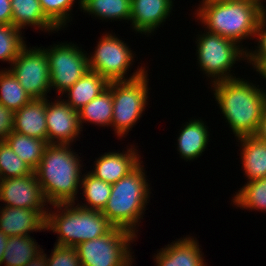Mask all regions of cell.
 Returning a JSON list of instances; mask_svg holds the SVG:
<instances>
[{
	"mask_svg": "<svg viewBox=\"0 0 266 266\" xmlns=\"http://www.w3.org/2000/svg\"><path fill=\"white\" fill-rule=\"evenodd\" d=\"M237 77L211 84L213 96L235 139L254 136L266 106V89ZM257 85V86H256Z\"/></svg>",
	"mask_w": 266,
	"mask_h": 266,
	"instance_id": "6da1fadb",
	"label": "cell"
},
{
	"mask_svg": "<svg viewBox=\"0 0 266 266\" xmlns=\"http://www.w3.org/2000/svg\"><path fill=\"white\" fill-rule=\"evenodd\" d=\"M73 144H48L34 170L44 198L50 205L79 202L84 165ZM82 162V163H81ZM82 168V169H81Z\"/></svg>",
	"mask_w": 266,
	"mask_h": 266,
	"instance_id": "7a4b0ae2",
	"label": "cell"
},
{
	"mask_svg": "<svg viewBox=\"0 0 266 266\" xmlns=\"http://www.w3.org/2000/svg\"><path fill=\"white\" fill-rule=\"evenodd\" d=\"M263 3L264 0H201L192 17L197 18L204 30L229 38L243 47V40H254L261 11L266 6Z\"/></svg>",
	"mask_w": 266,
	"mask_h": 266,
	"instance_id": "3957f363",
	"label": "cell"
},
{
	"mask_svg": "<svg viewBox=\"0 0 266 266\" xmlns=\"http://www.w3.org/2000/svg\"><path fill=\"white\" fill-rule=\"evenodd\" d=\"M149 181L141 161L112 185L110 197L101 212L114 227L132 232L137 237L138 227L151 198Z\"/></svg>",
	"mask_w": 266,
	"mask_h": 266,
	"instance_id": "277c9868",
	"label": "cell"
},
{
	"mask_svg": "<svg viewBox=\"0 0 266 266\" xmlns=\"http://www.w3.org/2000/svg\"><path fill=\"white\" fill-rule=\"evenodd\" d=\"M51 206L46 216V230L57 233L55 245L76 247L81 242L104 236L114 228L101 211L86 209L76 203Z\"/></svg>",
	"mask_w": 266,
	"mask_h": 266,
	"instance_id": "5b68a950",
	"label": "cell"
},
{
	"mask_svg": "<svg viewBox=\"0 0 266 266\" xmlns=\"http://www.w3.org/2000/svg\"><path fill=\"white\" fill-rule=\"evenodd\" d=\"M199 32L195 35L197 66L206 78L209 77L207 80L211 79L208 84L239 77L232 73V68L237 62L245 60L246 63L249 47H241L235 41L207 30Z\"/></svg>",
	"mask_w": 266,
	"mask_h": 266,
	"instance_id": "8992f818",
	"label": "cell"
},
{
	"mask_svg": "<svg viewBox=\"0 0 266 266\" xmlns=\"http://www.w3.org/2000/svg\"><path fill=\"white\" fill-rule=\"evenodd\" d=\"M113 34L111 32L103 33L98 39L94 52H89V70L97 72L108 82L132 80L148 72V67L146 68L145 64L140 63V68L138 66L137 70H134L135 72L130 74V77L128 76L131 66L135 62L136 54L133 53L135 51L131 50L121 37Z\"/></svg>",
	"mask_w": 266,
	"mask_h": 266,
	"instance_id": "52a82bcc",
	"label": "cell"
},
{
	"mask_svg": "<svg viewBox=\"0 0 266 266\" xmlns=\"http://www.w3.org/2000/svg\"><path fill=\"white\" fill-rule=\"evenodd\" d=\"M148 75L146 72L132 80L112 82L111 127L119 140L127 136L148 106L149 90L151 89L148 84L150 80Z\"/></svg>",
	"mask_w": 266,
	"mask_h": 266,
	"instance_id": "ba28073f",
	"label": "cell"
},
{
	"mask_svg": "<svg viewBox=\"0 0 266 266\" xmlns=\"http://www.w3.org/2000/svg\"><path fill=\"white\" fill-rule=\"evenodd\" d=\"M136 238L132 232L114 227L104 236L81 242L75 249L81 266H133L131 244Z\"/></svg>",
	"mask_w": 266,
	"mask_h": 266,
	"instance_id": "9c48e42d",
	"label": "cell"
},
{
	"mask_svg": "<svg viewBox=\"0 0 266 266\" xmlns=\"http://www.w3.org/2000/svg\"><path fill=\"white\" fill-rule=\"evenodd\" d=\"M67 42L43 47L49 62L50 87L51 90L57 91L58 96L72 87L89 70L87 51L82 49V46H77L78 44Z\"/></svg>",
	"mask_w": 266,
	"mask_h": 266,
	"instance_id": "30bf717a",
	"label": "cell"
},
{
	"mask_svg": "<svg viewBox=\"0 0 266 266\" xmlns=\"http://www.w3.org/2000/svg\"><path fill=\"white\" fill-rule=\"evenodd\" d=\"M42 47L25 45L7 68L32 99L48 98L51 92L49 62Z\"/></svg>",
	"mask_w": 266,
	"mask_h": 266,
	"instance_id": "8fae6325",
	"label": "cell"
},
{
	"mask_svg": "<svg viewBox=\"0 0 266 266\" xmlns=\"http://www.w3.org/2000/svg\"><path fill=\"white\" fill-rule=\"evenodd\" d=\"M56 98L53 102L46 98L47 143L72 144L81 137L83 131L78 111L70 107L60 96Z\"/></svg>",
	"mask_w": 266,
	"mask_h": 266,
	"instance_id": "7c38bea8",
	"label": "cell"
},
{
	"mask_svg": "<svg viewBox=\"0 0 266 266\" xmlns=\"http://www.w3.org/2000/svg\"><path fill=\"white\" fill-rule=\"evenodd\" d=\"M0 201L4 206L14 208L37 211H48L49 208L34 172L22 177L1 179Z\"/></svg>",
	"mask_w": 266,
	"mask_h": 266,
	"instance_id": "4fadbf2b",
	"label": "cell"
},
{
	"mask_svg": "<svg viewBox=\"0 0 266 266\" xmlns=\"http://www.w3.org/2000/svg\"><path fill=\"white\" fill-rule=\"evenodd\" d=\"M175 0H131L130 28L146 37L153 35L172 13Z\"/></svg>",
	"mask_w": 266,
	"mask_h": 266,
	"instance_id": "5bb4252c",
	"label": "cell"
},
{
	"mask_svg": "<svg viewBox=\"0 0 266 266\" xmlns=\"http://www.w3.org/2000/svg\"><path fill=\"white\" fill-rule=\"evenodd\" d=\"M136 147L138 146L131 144L126 151L102 153L98 158H95L93 169L89 172L108 184H115L142 161L141 154H138L140 152Z\"/></svg>",
	"mask_w": 266,
	"mask_h": 266,
	"instance_id": "9a60e30c",
	"label": "cell"
},
{
	"mask_svg": "<svg viewBox=\"0 0 266 266\" xmlns=\"http://www.w3.org/2000/svg\"><path fill=\"white\" fill-rule=\"evenodd\" d=\"M48 211L0 206V230L7 237L30 236L32 232L46 231Z\"/></svg>",
	"mask_w": 266,
	"mask_h": 266,
	"instance_id": "2e32d148",
	"label": "cell"
},
{
	"mask_svg": "<svg viewBox=\"0 0 266 266\" xmlns=\"http://www.w3.org/2000/svg\"><path fill=\"white\" fill-rule=\"evenodd\" d=\"M164 247L153 255L155 266H207L201 245L193 235L183 236Z\"/></svg>",
	"mask_w": 266,
	"mask_h": 266,
	"instance_id": "e0dca14e",
	"label": "cell"
},
{
	"mask_svg": "<svg viewBox=\"0 0 266 266\" xmlns=\"http://www.w3.org/2000/svg\"><path fill=\"white\" fill-rule=\"evenodd\" d=\"M189 121V122H188ZM182 123L177 137V153L187 161L197 160L208 148L210 132L206 121L202 118H191ZM206 149V150H205Z\"/></svg>",
	"mask_w": 266,
	"mask_h": 266,
	"instance_id": "ac0fdd59",
	"label": "cell"
},
{
	"mask_svg": "<svg viewBox=\"0 0 266 266\" xmlns=\"http://www.w3.org/2000/svg\"><path fill=\"white\" fill-rule=\"evenodd\" d=\"M47 142L46 98L33 99L14 112V130Z\"/></svg>",
	"mask_w": 266,
	"mask_h": 266,
	"instance_id": "d6986e66",
	"label": "cell"
},
{
	"mask_svg": "<svg viewBox=\"0 0 266 266\" xmlns=\"http://www.w3.org/2000/svg\"><path fill=\"white\" fill-rule=\"evenodd\" d=\"M109 82L97 72L88 70L61 98L74 110L79 111L84 105L99 96L108 88ZM64 95V96H63Z\"/></svg>",
	"mask_w": 266,
	"mask_h": 266,
	"instance_id": "ffe728a7",
	"label": "cell"
},
{
	"mask_svg": "<svg viewBox=\"0 0 266 266\" xmlns=\"http://www.w3.org/2000/svg\"><path fill=\"white\" fill-rule=\"evenodd\" d=\"M12 25L18 29H33L58 33V29L46 18L39 0H11Z\"/></svg>",
	"mask_w": 266,
	"mask_h": 266,
	"instance_id": "44dd1931",
	"label": "cell"
},
{
	"mask_svg": "<svg viewBox=\"0 0 266 266\" xmlns=\"http://www.w3.org/2000/svg\"><path fill=\"white\" fill-rule=\"evenodd\" d=\"M236 141L247 182L266 177V142L254 136L240 137Z\"/></svg>",
	"mask_w": 266,
	"mask_h": 266,
	"instance_id": "7402d4cb",
	"label": "cell"
},
{
	"mask_svg": "<svg viewBox=\"0 0 266 266\" xmlns=\"http://www.w3.org/2000/svg\"><path fill=\"white\" fill-rule=\"evenodd\" d=\"M78 9L102 21H130L131 0H76Z\"/></svg>",
	"mask_w": 266,
	"mask_h": 266,
	"instance_id": "603a6c76",
	"label": "cell"
},
{
	"mask_svg": "<svg viewBox=\"0 0 266 266\" xmlns=\"http://www.w3.org/2000/svg\"><path fill=\"white\" fill-rule=\"evenodd\" d=\"M113 114L112 82L99 96L84 105L79 111V122L83 129L84 123L95 126L111 127Z\"/></svg>",
	"mask_w": 266,
	"mask_h": 266,
	"instance_id": "cb8c5ba5",
	"label": "cell"
},
{
	"mask_svg": "<svg viewBox=\"0 0 266 266\" xmlns=\"http://www.w3.org/2000/svg\"><path fill=\"white\" fill-rule=\"evenodd\" d=\"M5 248L1 263L4 266H25L44 250L31 236H10Z\"/></svg>",
	"mask_w": 266,
	"mask_h": 266,
	"instance_id": "d4e9b609",
	"label": "cell"
},
{
	"mask_svg": "<svg viewBox=\"0 0 266 266\" xmlns=\"http://www.w3.org/2000/svg\"><path fill=\"white\" fill-rule=\"evenodd\" d=\"M4 141L16 155L33 170H35L41 162L46 146L48 145L44 140L20 134L15 131H12Z\"/></svg>",
	"mask_w": 266,
	"mask_h": 266,
	"instance_id": "484cf974",
	"label": "cell"
},
{
	"mask_svg": "<svg viewBox=\"0 0 266 266\" xmlns=\"http://www.w3.org/2000/svg\"><path fill=\"white\" fill-rule=\"evenodd\" d=\"M112 185L93 176L89 171L82 174L80 193L84 198V202H77L80 207L102 211L107 204L111 194Z\"/></svg>",
	"mask_w": 266,
	"mask_h": 266,
	"instance_id": "4316f807",
	"label": "cell"
},
{
	"mask_svg": "<svg viewBox=\"0 0 266 266\" xmlns=\"http://www.w3.org/2000/svg\"><path fill=\"white\" fill-rule=\"evenodd\" d=\"M232 197L231 202L242 210L266 213V177L245 182Z\"/></svg>",
	"mask_w": 266,
	"mask_h": 266,
	"instance_id": "83f0119b",
	"label": "cell"
},
{
	"mask_svg": "<svg viewBox=\"0 0 266 266\" xmlns=\"http://www.w3.org/2000/svg\"><path fill=\"white\" fill-rule=\"evenodd\" d=\"M1 69L0 103L14 113L31 102L33 99L8 69Z\"/></svg>",
	"mask_w": 266,
	"mask_h": 266,
	"instance_id": "f1b7e54d",
	"label": "cell"
},
{
	"mask_svg": "<svg viewBox=\"0 0 266 266\" xmlns=\"http://www.w3.org/2000/svg\"><path fill=\"white\" fill-rule=\"evenodd\" d=\"M22 32L13 25H0V61L12 64L27 44Z\"/></svg>",
	"mask_w": 266,
	"mask_h": 266,
	"instance_id": "f546056e",
	"label": "cell"
},
{
	"mask_svg": "<svg viewBox=\"0 0 266 266\" xmlns=\"http://www.w3.org/2000/svg\"><path fill=\"white\" fill-rule=\"evenodd\" d=\"M34 170L19 158L5 141H0V180L30 175Z\"/></svg>",
	"mask_w": 266,
	"mask_h": 266,
	"instance_id": "4dcf8cb0",
	"label": "cell"
},
{
	"mask_svg": "<svg viewBox=\"0 0 266 266\" xmlns=\"http://www.w3.org/2000/svg\"><path fill=\"white\" fill-rule=\"evenodd\" d=\"M46 18L59 30L68 27L72 20L75 0H39ZM71 18V19H70ZM66 26V27H65Z\"/></svg>",
	"mask_w": 266,
	"mask_h": 266,
	"instance_id": "1f68e13d",
	"label": "cell"
},
{
	"mask_svg": "<svg viewBox=\"0 0 266 266\" xmlns=\"http://www.w3.org/2000/svg\"><path fill=\"white\" fill-rule=\"evenodd\" d=\"M254 39L257 46L255 45V50H247L246 60L253 70L266 59V6L261 11Z\"/></svg>",
	"mask_w": 266,
	"mask_h": 266,
	"instance_id": "d6a6232c",
	"label": "cell"
},
{
	"mask_svg": "<svg viewBox=\"0 0 266 266\" xmlns=\"http://www.w3.org/2000/svg\"><path fill=\"white\" fill-rule=\"evenodd\" d=\"M53 246L50 256L46 254L47 266H81L75 247Z\"/></svg>",
	"mask_w": 266,
	"mask_h": 266,
	"instance_id": "836d02e7",
	"label": "cell"
},
{
	"mask_svg": "<svg viewBox=\"0 0 266 266\" xmlns=\"http://www.w3.org/2000/svg\"><path fill=\"white\" fill-rule=\"evenodd\" d=\"M14 130V113L0 103V141Z\"/></svg>",
	"mask_w": 266,
	"mask_h": 266,
	"instance_id": "e575fe53",
	"label": "cell"
},
{
	"mask_svg": "<svg viewBox=\"0 0 266 266\" xmlns=\"http://www.w3.org/2000/svg\"><path fill=\"white\" fill-rule=\"evenodd\" d=\"M0 25H12L11 0H0Z\"/></svg>",
	"mask_w": 266,
	"mask_h": 266,
	"instance_id": "d590c367",
	"label": "cell"
},
{
	"mask_svg": "<svg viewBox=\"0 0 266 266\" xmlns=\"http://www.w3.org/2000/svg\"><path fill=\"white\" fill-rule=\"evenodd\" d=\"M254 137L259 139L260 141L266 142V106L264 108V111L261 115V119L259 121L256 133L254 134Z\"/></svg>",
	"mask_w": 266,
	"mask_h": 266,
	"instance_id": "8d00e7d4",
	"label": "cell"
},
{
	"mask_svg": "<svg viewBox=\"0 0 266 266\" xmlns=\"http://www.w3.org/2000/svg\"><path fill=\"white\" fill-rule=\"evenodd\" d=\"M44 252L45 251L42 250L39 255L29 261L25 266H47L46 254Z\"/></svg>",
	"mask_w": 266,
	"mask_h": 266,
	"instance_id": "74e56055",
	"label": "cell"
},
{
	"mask_svg": "<svg viewBox=\"0 0 266 266\" xmlns=\"http://www.w3.org/2000/svg\"><path fill=\"white\" fill-rule=\"evenodd\" d=\"M8 237L4 234L3 231L0 230V266L2 263V258L5 252V247L7 244Z\"/></svg>",
	"mask_w": 266,
	"mask_h": 266,
	"instance_id": "f35d334b",
	"label": "cell"
},
{
	"mask_svg": "<svg viewBox=\"0 0 266 266\" xmlns=\"http://www.w3.org/2000/svg\"><path fill=\"white\" fill-rule=\"evenodd\" d=\"M253 71H255L256 74H260V78L266 81V59L263 60Z\"/></svg>",
	"mask_w": 266,
	"mask_h": 266,
	"instance_id": "ab89813d",
	"label": "cell"
},
{
	"mask_svg": "<svg viewBox=\"0 0 266 266\" xmlns=\"http://www.w3.org/2000/svg\"><path fill=\"white\" fill-rule=\"evenodd\" d=\"M209 1L232 2V1H243V0H209Z\"/></svg>",
	"mask_w": 266,
	"mask_h": 266,
	"instance_id": "60d3db41",
	"label": "cell"
}]
</instances>
